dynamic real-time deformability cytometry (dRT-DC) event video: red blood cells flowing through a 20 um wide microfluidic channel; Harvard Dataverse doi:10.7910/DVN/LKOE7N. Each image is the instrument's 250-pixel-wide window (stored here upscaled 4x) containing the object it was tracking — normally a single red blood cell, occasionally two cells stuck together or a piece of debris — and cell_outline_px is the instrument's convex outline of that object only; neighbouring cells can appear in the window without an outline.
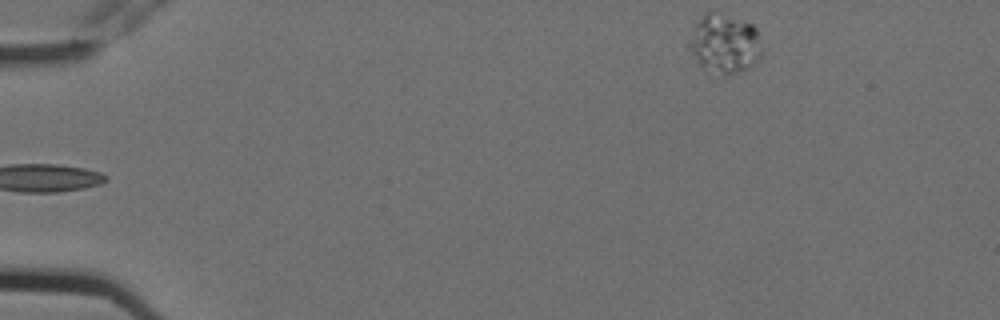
{"species": "Egyptian fruit bat (a non-hibernating species)", "species_latin": "Rousettus aegyptiacus", "temperature_condition": "cold", "stored_images_in_passage": 3, "segment_of_instrument_passage": [2, 2], "camera_frame_rate_fps": 3000, "um_per_image_px": 0.085, "animal": {"sex": "female"}, "frame": {"image": 1, "passage_image": 3, "time_ms": 0.667, "image_size_px": [1000, 320], "cell_outline_px": [[760, 56], [748, 68], [724, 76], [704, 68], [700, 64], [684, 44], [696, 24], [708, 12], [752, 24], [756, 28], [760, 52]], "centroid_in_image_um": [61.52, 3.75], "position_along_channel_um": 23.5, "area_um2": 24.28}}